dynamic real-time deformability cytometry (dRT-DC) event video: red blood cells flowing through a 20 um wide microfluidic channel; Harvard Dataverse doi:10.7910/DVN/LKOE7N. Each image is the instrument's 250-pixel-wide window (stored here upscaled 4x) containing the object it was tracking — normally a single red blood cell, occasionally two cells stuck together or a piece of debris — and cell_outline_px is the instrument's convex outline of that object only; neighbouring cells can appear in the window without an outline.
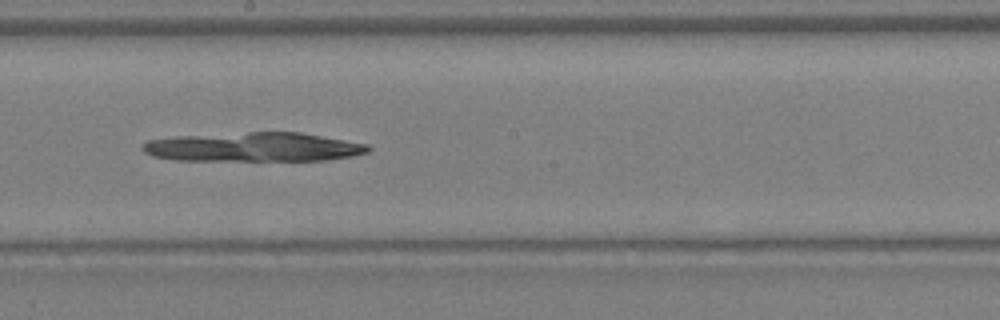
{"species": "Egyptian fruit bat (a non-hibernating species)", "species_latin": "Rousettus aegyptiacus", "temperature_condition": "warm", "stored_images_in_passage": 25, "camera_frame_rate_fps": 3000, "um_per_image_px": 0.085, "animal": {"sex": "female"}, "frame": {"image": 1, "passage_image": 10, "time_ms": 3.0, "image_size_px": [1000, 320], "cell_outline_px": [[372, 148], [368, 152], [352, 156], [324, 160], [176, 160], [152, 156], [144, 152], [140, 148], [148, 140], [176, 136], [248, 132], [300, 132], [368, 144]], "centroid_in_image_um": [21.55, 12.49], "position_along_channel_um": 226.6, "area_um2": 38.26}}